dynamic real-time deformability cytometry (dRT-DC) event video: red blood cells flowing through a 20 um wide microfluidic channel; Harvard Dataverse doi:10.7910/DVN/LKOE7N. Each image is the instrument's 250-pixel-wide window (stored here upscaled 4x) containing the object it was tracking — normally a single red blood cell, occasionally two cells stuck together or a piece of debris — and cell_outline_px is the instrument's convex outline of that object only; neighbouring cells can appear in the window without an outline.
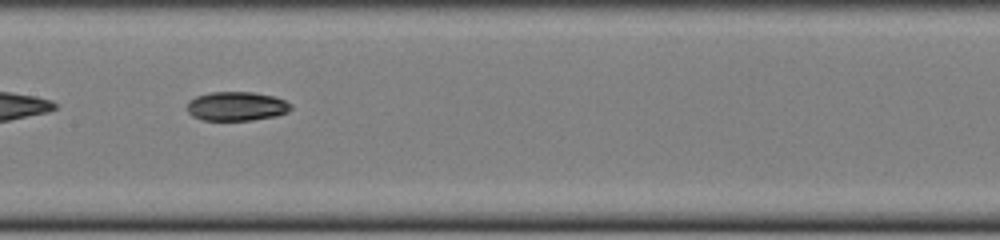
{"species": "common noctule bat (a hibernating species)", "species_latin": "Nyctalus noctula", "temperature_condition": "cold", "stored_images_in_passage": 37, "camera_frame_rate_fps": 3000, "um_per_image_px": 0.085, "animal": {"sex": "female", "body_mass_g": 22.0, "forearm_length_mm": 56.7}, "frame": {"image": 1, "passage_image": 11, "time_ms": 3.333, "image_size_px": [1000, 240], "cell_outline_px": [[292, 108], [288, 112], [276, 116], [252, 120], [200, 120], [192, 116], [188, 112], [188, 100], [196, 96], [212, 92], [252, 92], [272, 96], [284, 100], [292, 104]], "centroid_in_image_um": [20.1, 9.04], "position_along_channel_um": 187.3, "area_um2": 17.63}, "authors_computed_cell_mechanics": {"area_um2": 17.918, "velocity_mm_per_s": 3.8873, "shape_relaxation_time_tau1_ms": null, "shape_relaxation_time_tau2_ms": 6.8198, "deformation_change_tau1": null, "deformation_change_tau2": 0.1013}}